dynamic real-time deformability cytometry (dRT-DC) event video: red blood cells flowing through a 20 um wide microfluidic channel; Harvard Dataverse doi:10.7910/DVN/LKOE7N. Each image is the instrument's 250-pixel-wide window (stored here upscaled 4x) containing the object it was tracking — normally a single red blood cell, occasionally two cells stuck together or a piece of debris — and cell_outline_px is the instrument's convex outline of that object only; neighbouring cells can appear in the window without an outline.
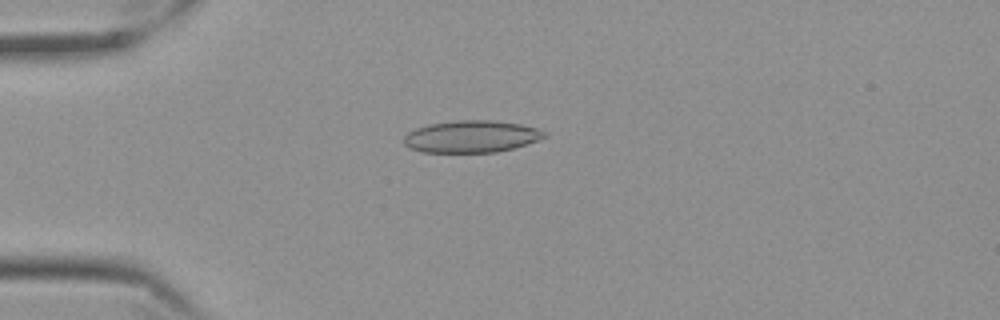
{"species": "Egyptian fruit bat (a non-hibernating species)", "species_latin": "Rousettus aegyptiacus", "temperature_condition": "cold", "stored_images_in_passage": 52, "camera_frame_rate_fps": 3000, "um_per_image_px": 0.085, "frame": {"image": 1, "passage_image": 9, "time_ms": 2.667, "image_size_px": [1000, 320], "cell_outline_px": [[548, 136], [512, 148], [496, 152], [424, 152], [412, 148], [404, 144], [404, 136], [408, 132], [416, 128], [428, 124], [456, 120], [492, 120], [520, 124], [540, 128], [548, 132]], "centroid_in_image_um": [40.09, 11.59], "position_along_channel_um": 44.9, "area_um2": 26.18}}
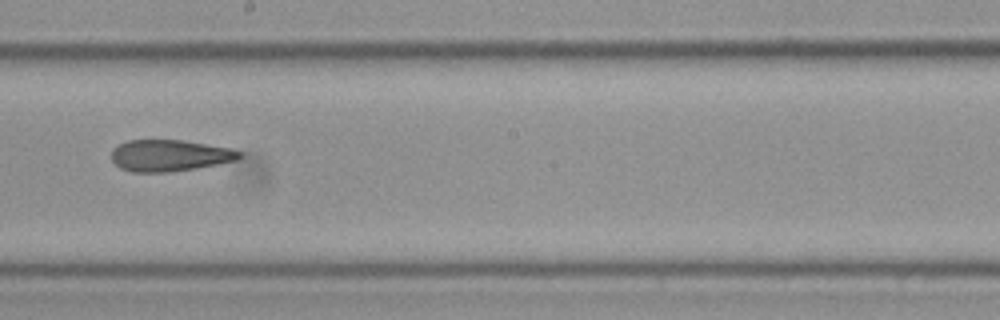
{"frame": {"image": 2, "passage_image": 27, "time_ms": 8.667, "image_size_px": [1000, 320], "cell_outline_px": [[244, 152], [236, 160], [196, 168], [168, 172], [132, 172], [120, 168], [112, 160], [112, 148], [128, 140], [180, 140], [232, 148]], "centroid_in_image_um": [14.41, 13.21], "position_along_channel_um": 233.8, "area_um2": 23.41}}
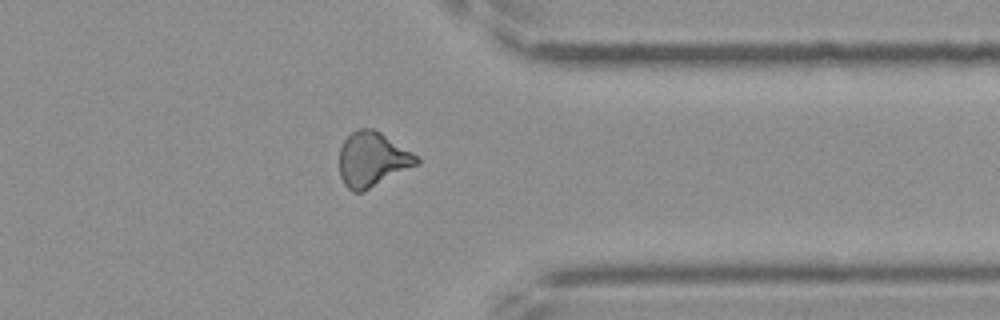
{"frame": {"image": 3, "passage_image": 40, "time_ms": 13.0, "image_size_px": [1000, 320], "cell_outline_px": [[420, 164], [364, 192], [352, 192], [344, 184], [340, 176], [340, 148], [344, 140], [352, 132], [360, 128], [372, 128], [380, 132], [420, 156]], "centroid_in_image_um": [31.69, 13.57], "position_along_channel_um": 379.7, "area_um2": 24.97}, "authors_computed_cell_mechanics": {"area_um2": 24.4494, "velocity_mm_per_s": 3.5003, "shape_relaxation_time_tau1_ms": null, "shape_relaxation_time_tau2_ms": 5.6562, "deformation_change_tau1": null, "deformation_change_tau2": 0.1272}}